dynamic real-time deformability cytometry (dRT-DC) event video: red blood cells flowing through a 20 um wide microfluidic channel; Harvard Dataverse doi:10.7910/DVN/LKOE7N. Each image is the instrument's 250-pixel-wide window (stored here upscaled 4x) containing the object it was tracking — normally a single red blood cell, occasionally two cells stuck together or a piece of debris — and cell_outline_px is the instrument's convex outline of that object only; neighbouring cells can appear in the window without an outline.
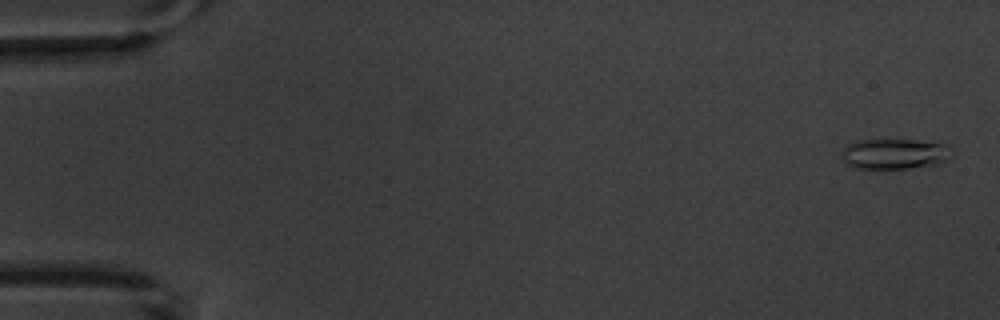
{"species": "common noctule bat (a hibernating species)", "species_latin": "Nyctalus noctula", "temperature_condition": "warm", "stored_images_in_passage": 5, "camera_frame_rate_fps": 3000, "um_per_image_px": 0.085, "animal": {"sex": "male", "body_mass_g": 20.1, "forearm_length_mm": 53.5}, "frame": {"image": 1, "passage_image": 1, "time_ms": 0.0, "image_size_px": [1000, 320], "cell_outline_px": [[952, 160], [944, 164], [908, 168], [856, 168], [848, 164], [844, 160], [840, 152], [848, 144], [856, 140], [944, 140], [948, 144], [952, 152]], "centroid_in_image_um": [76.2, 13.06], "position_along_channel_um": 8.8, "area_um2": 20.29}}